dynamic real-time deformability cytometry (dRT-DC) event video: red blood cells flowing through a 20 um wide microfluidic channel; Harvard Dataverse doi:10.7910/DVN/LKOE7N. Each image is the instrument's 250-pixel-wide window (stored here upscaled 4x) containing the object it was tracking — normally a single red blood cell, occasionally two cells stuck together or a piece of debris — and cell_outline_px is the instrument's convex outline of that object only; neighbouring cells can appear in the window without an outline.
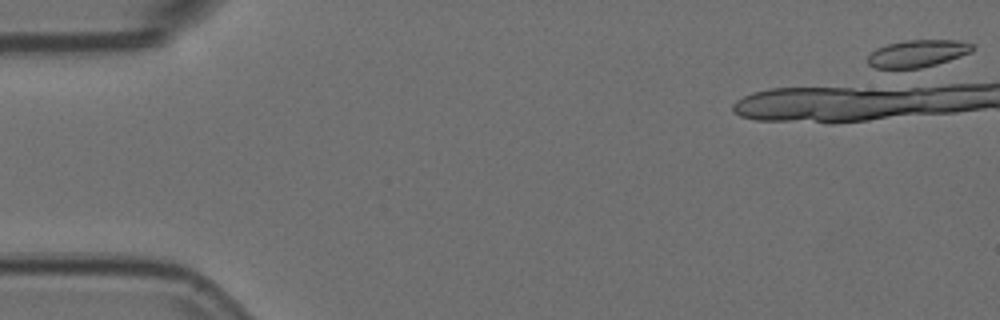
{"species": "Egyptian fruit bat (a non-hibernating species)", "species_latin": "Rousettus aegyptiacus", "temperature_condition": "room temperature", "stored_images_in_passage": 1, "camera_frame_rate_fps": 3000, "um_per_image_px": 0.085, "animal": {"sex": "female"}, "frame": {"image": 1, "passage_image": 1, "time_ms": 0.0, "image_size_px": [1000, 320], "cell_outline_px": [[976, 48], [972, 52], [912, 72], [908, 72], [876, 68], [868, 64], [868, 56], [876, 48], [888, 44], [904, 40], [956, 40], [976, 44]], "centroid_in_image_um": [77.98, 4.6], "position_along_channel_um": 7.0, "area_um2": 17.46}}